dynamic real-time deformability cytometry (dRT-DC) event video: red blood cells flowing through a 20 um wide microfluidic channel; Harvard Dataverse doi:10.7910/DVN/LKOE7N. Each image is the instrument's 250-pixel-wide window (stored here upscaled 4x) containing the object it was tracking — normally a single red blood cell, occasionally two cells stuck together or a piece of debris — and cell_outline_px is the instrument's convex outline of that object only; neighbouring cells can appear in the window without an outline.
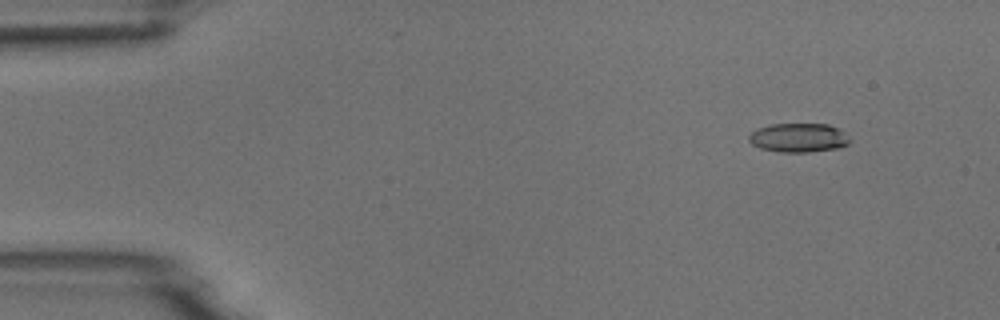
{"species": "common noctule bat (a hibernating species)", "species_latin": "Nyctalus noctula", "temperature_condition": "room temperature", "stored_images_in_passage": 7, "camera_frame_rate_fps": 3000, "um_per_image_px": 0.085, "animal": {"sex": "male", "body_mass_g": 18.8}, "frame": {"image": 1, "passage_image": 2, "time_ms": 1.0, "image_size_px": [1000, 320], "cell_outline_px": [[852, 140], [848, 144], [840, 148], [808, 152], [776, 152], [760, 148], [752, 144], [748, 140], [748, 136], [756, 128], [772, 124], [828, 124], [844, 132]], "centroid_in_image_um": [67.87, 11.71], "position_along_channel_um": 17.1, "area_um2": 17.22}}
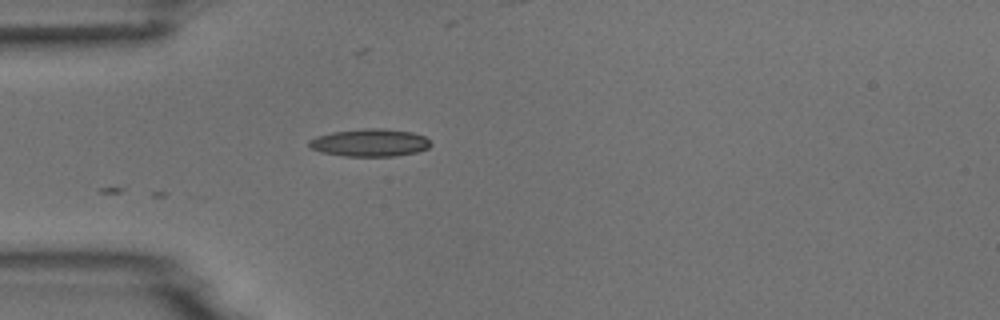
{"frame": {"image": 2, "passage_image": 4, "time_ms": 4.333, "image_size_px": [1000, 320], "cell_outline_px": [[432, 144], [428, 148], [416, 152], [392, 156], [344, 156], [320, 152], [312, 148], [308, 144], [308, 140], [316, 136], [332, 132], [364, 128], [380, 128], [412, 132], [424, 136]], "centroid_in_image_um": [31.41, 12.12], "position_along_channel_um": 53.6, "area_um2": 19.54}}